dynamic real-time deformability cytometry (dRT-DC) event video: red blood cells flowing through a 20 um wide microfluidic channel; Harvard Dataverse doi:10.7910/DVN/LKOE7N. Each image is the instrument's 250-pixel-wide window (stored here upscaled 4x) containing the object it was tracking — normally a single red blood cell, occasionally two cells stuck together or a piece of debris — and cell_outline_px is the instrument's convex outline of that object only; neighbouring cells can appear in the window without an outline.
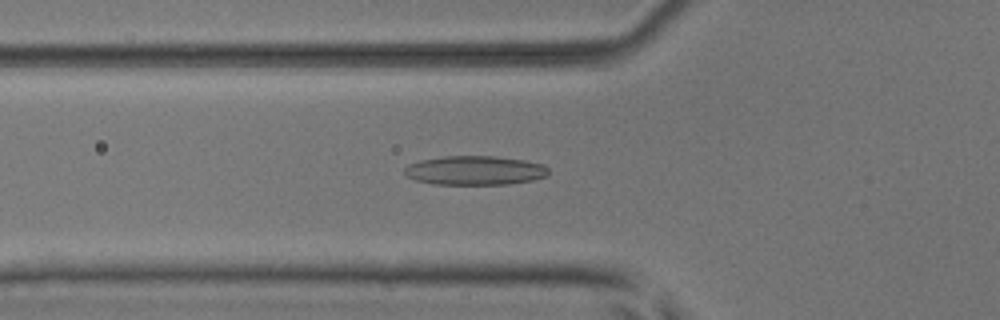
{"species": "common noctule bat (a hibernating species)", "species_latin": "Nyctalus noctula", "temperature_condition": "room temperature", "stored_images_in_passage": 42, "camera_frame_rate_fps": 3000, "um_per_image_px": 0.085, "animal": {"sex": "male", "body_mass_g": 17.9, "forearm_length_mm": 54.2}, "frame": {"image": 1, "passage_image": 18, "time_ms": 5.667, "image_size_px": [1000, 320], "cell_outline_px": [[548, 176], [532, 180], [508, 184], [436, 184], [416, 180], [408, 176], [404, 172], [404, 168], [408, 164], [420, 160], [444, 156], [492, 156], [524, 160], [544, 164], [548, 168]], "centroid_in_image_um": [40.38, 14.48], "position_along_channel_um": 85.4, "area_um2": 24.39}}
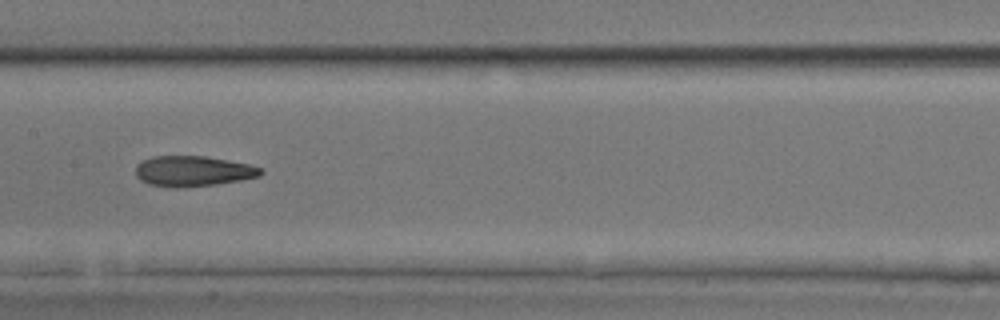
{"frame": {"image": 2, "passage_image": 26, "time_ms": 8.333, "image_size_px": [1000, 320], "cell_outline_px": [[264, 172], [260, 176], [240, 180], [216, 184], [184, 188], [168, 188], [148, 184], [140, 180], [136, 176], [136, 164], [152, 156], [204, 156], [228, 160], [248, 164], [260, 168]], "centroid_in_image_um": [16.37, 14.56], "position_along_channel_um": 191.0, "area_um2": 22.37}}
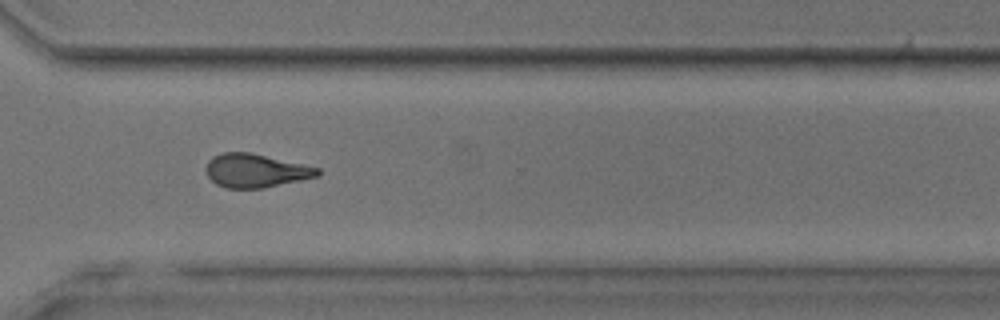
{"frame": {"image": 3, "passage_image": 38, "time_ms": 12.333, "image_size_px": [1000, 320], "cell_outline_px": [[320, 176], [264, 188], [224, 188], [216, 184], [208, 176], [204, 168], [208, 160], [212, 156], [224, 152], [252, 152], [304, 164], [320, 168]], "centroid_in_image_um": [21.73, 14.5], "position_along_channel_um": 348.9, "area_um2": 22.14}, "authors_computed_cell_mechanics": {"area_um2": 22.5709, "velocity_mm_per_s": 3.9449, "shape_relaxation_time_tau1_ms": 9.6367, "shape_relaxation_time_tau2_ms": 3.6834, "deformation_change_tau1": 0.2444, "deformation_change_tau2": 0.1325}}